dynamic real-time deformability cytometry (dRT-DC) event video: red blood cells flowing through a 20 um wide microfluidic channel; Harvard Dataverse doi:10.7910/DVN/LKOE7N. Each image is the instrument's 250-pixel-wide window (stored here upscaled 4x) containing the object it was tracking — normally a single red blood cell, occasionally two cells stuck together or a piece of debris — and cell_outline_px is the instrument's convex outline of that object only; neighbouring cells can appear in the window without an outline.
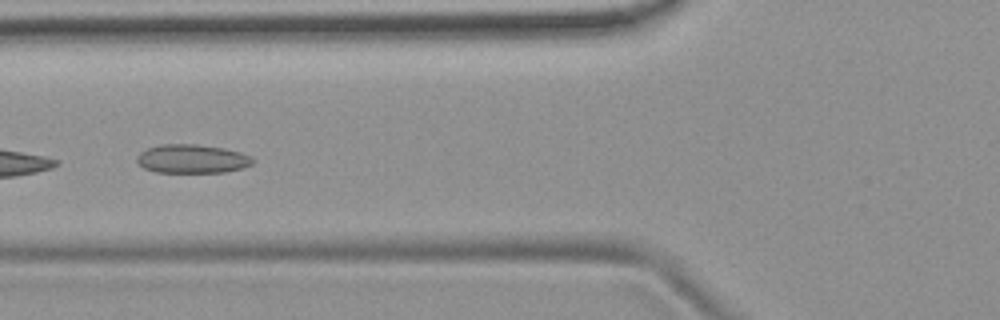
{"species": "common noctule bat (a hibernating species)", "species_latin": "Nyctalus noctula", "temperature_condition": "room temperature", "stored_images_in_passage": 8, "camera_frame_rate_fps": 3000, "um_per_image_px": 0.085, "animal": {"sex": "female", "body_mass_g": 19.9}, "frame": {"image": 1, "passage_image": 6, "time_ms": 1.667, "image_size_px": [1000, 320], "cell_outline_px": [[256, 160], [252, 164], [244, 168], [224, 172], [156, 172], [144, 168], [136, 160], [136, 156], [140, 152], [148, 148], [160, 144], [196, 144], [224, 148], [240, 152], [252, 156]], "centroid_in_image_um": [16.35, 13.5], "position_along_channel_um": 109.4, "area_um2": 19.54}}
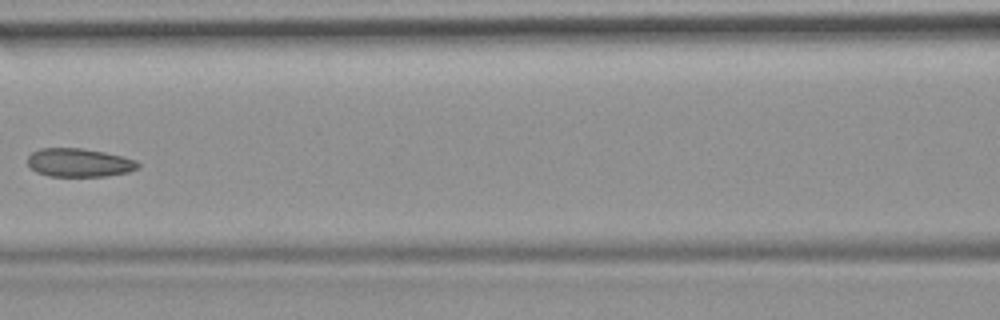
{"frame": {"image": 2, "passage_image": 7, "time_ms": 2.0, "image_size_px": [1000, 320], "cell_outline_px": [[140, 168], [128, 172], [104, 176], [48, 176], [36, 172], [28, 164], [28, 156], [32, 152], [40, 148], [80, 148], [104, 152], [136, 160], [140, 164]], "centroid_in_image_um": [6.72, 13.82], "position_along_channel_um": 159.9, "area_um2": 18.26}}
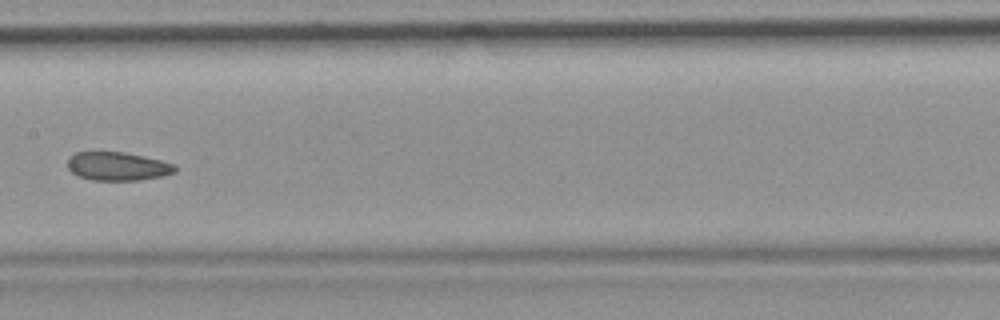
{"frame": {"image": 3, "passage_image": 8, "time_ms": 2.333, "image_size_px": [1000, 320], "cell_outline_px": [[176, 172], [160, 176], [140, 180], [92, 180], [76, 176], [68, 168], [68, 156], [76, 152], [124, 152], [144, 156], [176, 164]], "centroid_in_image_um": [9.98, 14.13], "position_along_channel_um": 197.4, "area_um2": 17.92}}